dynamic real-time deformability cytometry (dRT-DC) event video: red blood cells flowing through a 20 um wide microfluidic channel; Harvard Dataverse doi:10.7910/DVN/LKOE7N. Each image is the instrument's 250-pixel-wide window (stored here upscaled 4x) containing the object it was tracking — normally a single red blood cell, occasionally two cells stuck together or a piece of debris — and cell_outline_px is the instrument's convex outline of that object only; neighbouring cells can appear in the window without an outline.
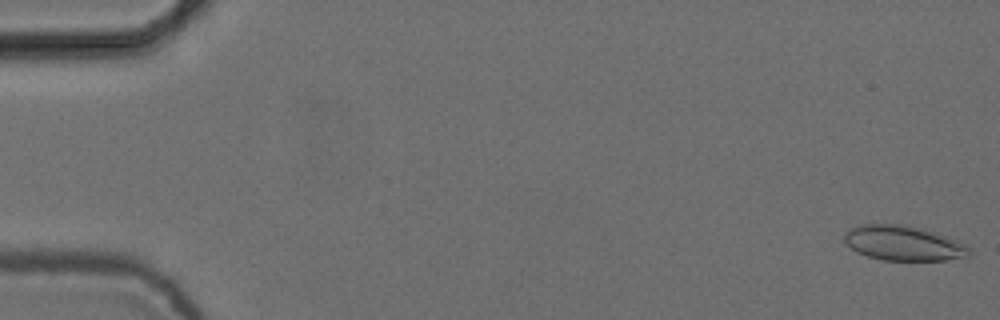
{"species": "common noctule bat (a hibernating species)", "species_latin": "Nyctalus noctula", "temperature_condition": "cold", "stored_images_in_passage": 8, "camera_frame_rate_fps": 3000, "um_per_image_px": 0.085, "animal": {"sex": "female", "body_mass_g": 24.6, "forearm_length_mm": 56.2}, "frame": {"image": 1, "passage_image": 1, "time_ms": 0.0, "image_size_px": [1000, 320], "cell_outline_px": [[972, 252], [968, 256], [944, 260], [884, 260], [868, 256], [856, 252], [844, 240], [844, 232], [852, 228], [864, 224], [900, 224], [920, 228], [956, 240], [964, 244]], "centroid_in_image_um": [76.77, 20.67], "position_along_channel_um": 8.2, "area_um2": 24.97}}
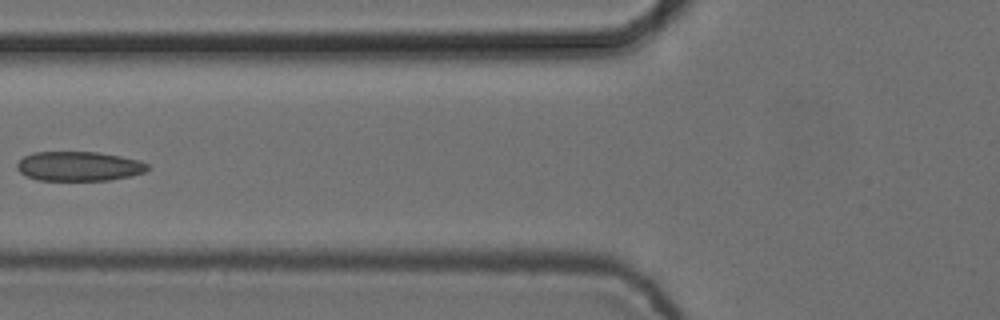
{"frame": {"image": 2, "passage_image": 7, "time_ms": 2.0, "image_size_px": [1000, 320], "cell_outline_px": [[148, 168], [144, 172], [132, 176], [108, 180], [36, 180], [24, 176], [16, 168], [16, 164], [24, 156], [32, 152], [96, 152], [120, 156], [140, 160], [148, 164]], "centroid_in_image_um": [6.68, 14.13], "position_along_channel_um": 119.1, "area_um2": 22.54}}
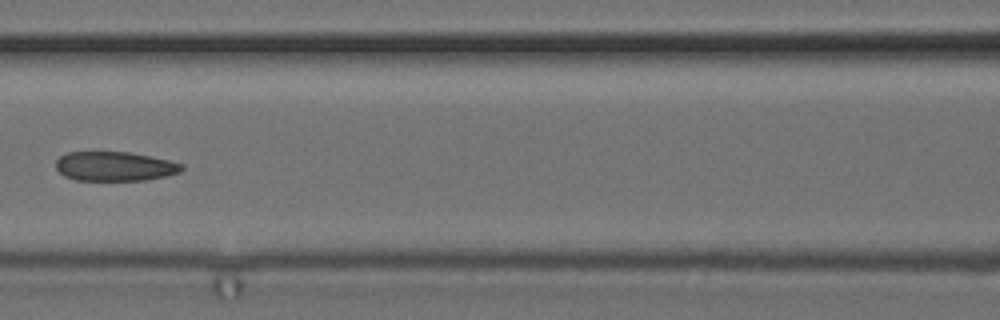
{"frame": {"image": 3, "passage_image": 8, "time_ms": 2.333, "image_size_px": [1000, 320], "cell_outline_px": [[184, 168], [180, 172], [168, 176], [144, 180], [76, 180], [64, 176], [56, 168], [56, 160], [60, 156], [68, 152], [128, 152], [168, 160], [184, 164]], "centroid_in_image_um": [9.76, 14.14], "position_along_channel_um": 156.8, "area_um2": 21.5}}